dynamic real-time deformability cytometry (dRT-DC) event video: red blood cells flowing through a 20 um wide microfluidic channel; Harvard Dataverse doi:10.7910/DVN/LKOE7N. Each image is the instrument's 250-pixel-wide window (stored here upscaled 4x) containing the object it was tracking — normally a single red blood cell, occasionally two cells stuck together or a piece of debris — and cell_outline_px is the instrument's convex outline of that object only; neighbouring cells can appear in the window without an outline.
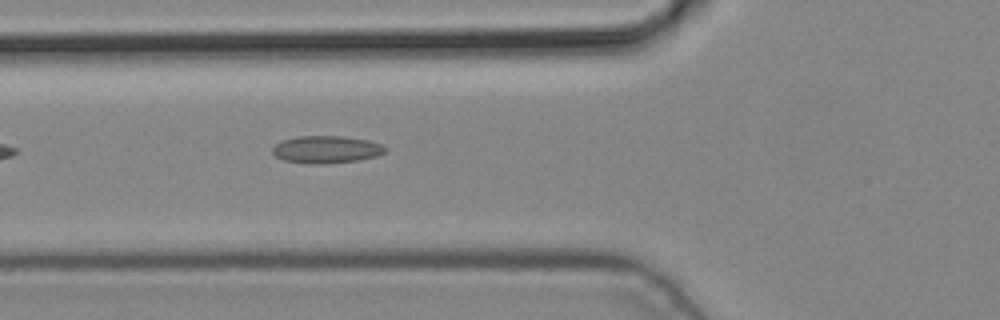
{"species": "common noctule bat (a hibernating species)", "species_latin": "Nyctalus noctula", "temperature_condition": "cold", "stored_images_in_passage": 5, "camera_frame_rate_fps": 3000, "um_per_image_px": 0.085, "animal": {"sex": "male", "body_mass_g": 19.2, "forearm_length_mm": 51.8}, "frame": {"image": 1, "passage_image": 5, "time_ms": 1.333, "image_size_px": [1000, 320], "cell_outline_px": [[388, 152], [376, 156], [360, 160], [320, 164], [316, 164], [284, 160], [276, 156], [272, 152], [272, 148], [280, 140], [296, 136], [344, 136], [368, 140], [380, 144], [388, 148]], "centroid_in_image_um": [27.76, 12.69], "position_along_channel_um": 98.0, "area_um2": 18.09}}